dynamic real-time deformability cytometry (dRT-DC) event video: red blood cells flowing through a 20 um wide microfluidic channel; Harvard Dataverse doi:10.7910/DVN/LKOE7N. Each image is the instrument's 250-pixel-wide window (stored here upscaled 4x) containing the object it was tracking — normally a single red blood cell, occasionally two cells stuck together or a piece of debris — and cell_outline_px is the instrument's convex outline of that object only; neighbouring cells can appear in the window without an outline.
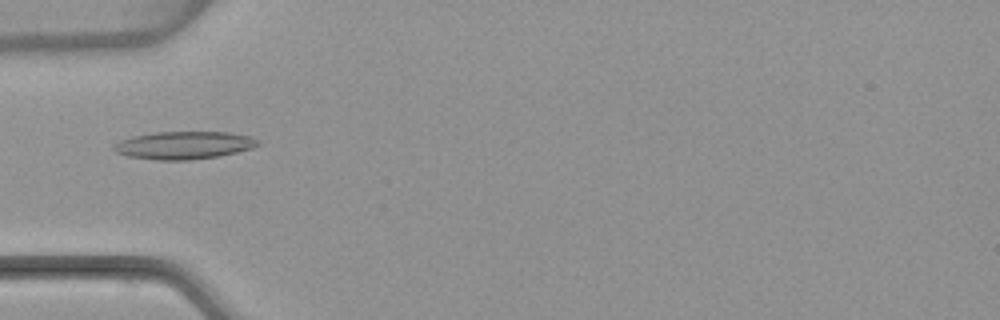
{"species": "common noctule bat (a hibernating species)", "species_latin": "Nyctalus noctula", "temperature_condition": "warm", "stored_images_in_passage": 4, "camera_frame_rate_fps": 3000, "um_per_image_px": 0.085, "animal": {"sex": "female", "body_mass_g": 22.7, "forearm_length_mm": 54.2}, "frame": {"image": 1, "passage_image": 4, "time_ms": 3.667, "image_size_px": [1000, 320], "cell_outline_px": [[260, 144], [252, 148], [236, 152], [216, 156], [188, 160], [156, 160], [128, 156], [116, 152], [112, 148], [112, 144], [120, 140], [132, 136], [156, 132], [228, 132], [252, 136]], "centroid_in_image_um": [15.59, 12.34], "position_along_channel_um": 69.4, "area_um2": 23.24}}